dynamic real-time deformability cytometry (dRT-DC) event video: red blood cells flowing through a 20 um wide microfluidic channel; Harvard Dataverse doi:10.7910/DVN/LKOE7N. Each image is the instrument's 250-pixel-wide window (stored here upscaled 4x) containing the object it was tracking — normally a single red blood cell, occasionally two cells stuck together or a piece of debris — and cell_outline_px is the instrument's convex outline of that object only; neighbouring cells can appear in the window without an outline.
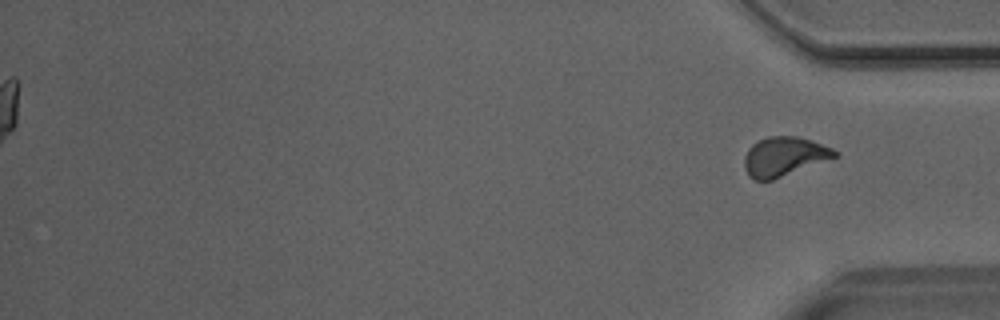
{"species": "Egyptian fruit bat (a non-hibernating species)", "species_latin": "Rousettus aegyptiacus", "temperature_condition": "room temperature", "stored_images_in_passage": 42, "segment_of_instrument_passage": [2, 2], "camera_frame_rate_fps": 3000, "um_per_image_px": 0.085, "animal": {"sex": "male"}, "frame": {"image": 1, "passage_image": 42, "time_ms": 13.667, "image_size_px": [1000, 320], "cell_outline_px": [[840, 156], [772, 180], [756, 180], [748, 176], [744, 168], [744, 156], [748, 148], [752, 144], [768, 136], [796, 136], [812, 140], [832, 148]], "centroid_in_image_um": [66.64, 13.3], "position_along_channel_um": 368.6, "area_um2": 20.75}}